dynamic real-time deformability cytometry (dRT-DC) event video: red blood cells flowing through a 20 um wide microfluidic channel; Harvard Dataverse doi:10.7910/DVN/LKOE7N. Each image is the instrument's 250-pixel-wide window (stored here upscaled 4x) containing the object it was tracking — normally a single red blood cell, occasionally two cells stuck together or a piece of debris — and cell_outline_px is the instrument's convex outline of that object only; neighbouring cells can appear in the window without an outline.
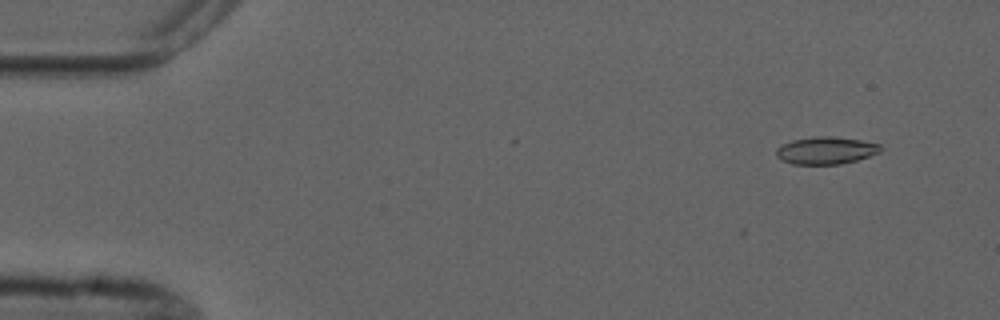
{"species": "common noctule bat (a hibernating species)", "species_latin": "Nyctalus noctula", "temperature_condition": "cold", "stored_images_in_passage": 2, "camera_frame_rate_fps": 3000, "um_per_image_px": 0.085, "animal": {"sex": "male", "forearm_length_mm": 52.5}, "frame": {"image": 1, "passage_image": 2, "time_ms": 1.0, "image_size_px": [1000, 320], "cell_outline_px": [[884, 148], [880, 152], [856, 160], [840, 164], [792, 164], [776, 156], [776, 148], [792, 140], [812, 136], [832, 136], [860, 140], [880, 144]], "centroid_in_image_um": [70.22, 12.78], "position_along_channel_um": 14.8, "area_um2": 16.59}}